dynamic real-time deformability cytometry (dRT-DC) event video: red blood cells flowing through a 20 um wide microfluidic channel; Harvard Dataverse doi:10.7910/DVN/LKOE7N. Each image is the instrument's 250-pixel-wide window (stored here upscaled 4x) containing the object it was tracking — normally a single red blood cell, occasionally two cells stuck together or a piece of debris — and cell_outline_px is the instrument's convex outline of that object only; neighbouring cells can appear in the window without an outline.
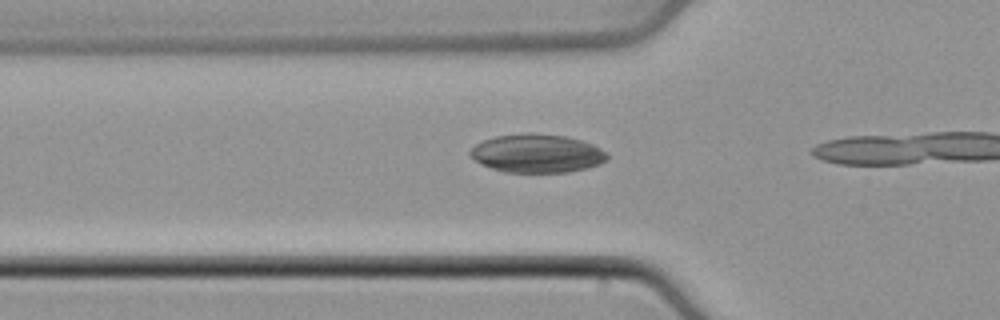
{"species": "common noctule bat (a hibernating species)", "species_latin": "Nyctalus noctula", "temperature_condition": "cold", "stored_images_in_passage": 9, "camera_frame_rate_fps": 3000, "um_per_image_px": 0.085, "animal": {"sex": "male", "body_mass_g": 21.5, "forearm_length_mm": 52.0}, "frame": {"image": 1, "passage_image": 7, "time_ms": 2.0, "image_size_px": [1000, 320], "cell_outline_px": [[608, 160], [600, 164], [588, 168], [568, 172], [504, 172], [492, 168], [476, 160], [468, 152], [476, 144], [484, 140], [496, 136], [528, 132], [564, 136], [580, 140], [592, 144], [608, 152]], "centroid_in_image_um": [45.69, 13.04], "position_along_channel_um": 80.1, "area_um2": 30.63}}